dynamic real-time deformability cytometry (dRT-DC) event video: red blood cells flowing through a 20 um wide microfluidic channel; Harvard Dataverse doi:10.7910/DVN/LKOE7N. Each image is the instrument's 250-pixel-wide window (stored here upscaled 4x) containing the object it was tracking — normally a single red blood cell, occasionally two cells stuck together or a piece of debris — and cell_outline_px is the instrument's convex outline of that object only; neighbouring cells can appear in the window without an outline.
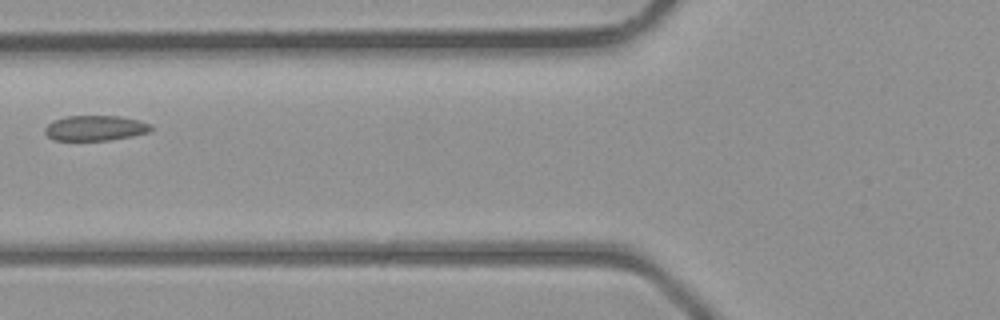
{"species": "common noctule bat (a hibernating species)", "species_latin": "Nyctalus noctula", "temperature_condition": "room temperature", "stored_images_in_passage": 2, "camera_frame_rate_fps": 3000, "um_per_image_px": 0.085, "animal": {"sex": "male", "body_mass_g": 23.1, "forearm_length_mm": 52.7}, "frame": {"image": 1, "passage_image": 2, "time_ms": 1.0, "image_size_px": [1000, 320], "cell_outline_px": [[152, 128], [148, 132], [132, 136], [108, 140], [52, 140], [44, 132], [44, 128], [48, 124], [56, 120], [68, 116], [120, 116], [140, 120], [152, 124]], "centroid_in_image_um": [8.11, 10.88], "position_along_channel_um": 117.7, "area_um2": 15.55}}